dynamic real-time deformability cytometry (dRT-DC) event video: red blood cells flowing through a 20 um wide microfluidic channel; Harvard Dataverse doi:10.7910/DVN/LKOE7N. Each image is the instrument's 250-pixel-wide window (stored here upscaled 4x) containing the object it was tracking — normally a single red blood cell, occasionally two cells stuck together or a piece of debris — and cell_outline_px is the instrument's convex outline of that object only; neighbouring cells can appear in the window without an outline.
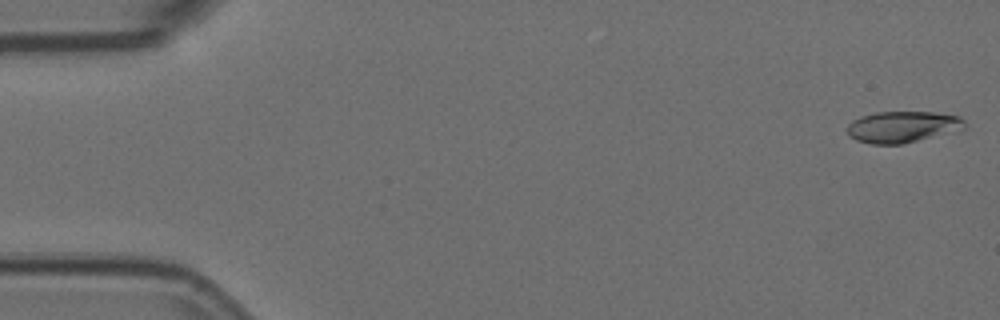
{"species": "Egyptian fruit bat (a non-hibernating species)", "species_latin": "Rousettus aegyptiacus", "temperature_condition": "room temperature", "stored_images_in_passage": 56, "camera_frame_rate_fps": 3000, "um_per_image_px": 0.085, "animal": {"sex": "female"}, "frame": {"image": 1, "passage_image": 1, "time_ms": 0.0, "image_size_px": [1000, 320], "cell_outline_px": [[968, 128], [960, 132], [900, 144], [872, 144], [856, 140], [848, 136], [848, 124], [852, 120], [860, 116], [876, 112], [936, 112], [960, 116], [964, 120]], "centroid_in_image_um": [76.8, 10.79], "position_along_channel_um": 8.2, "area_um2": 22.02}}
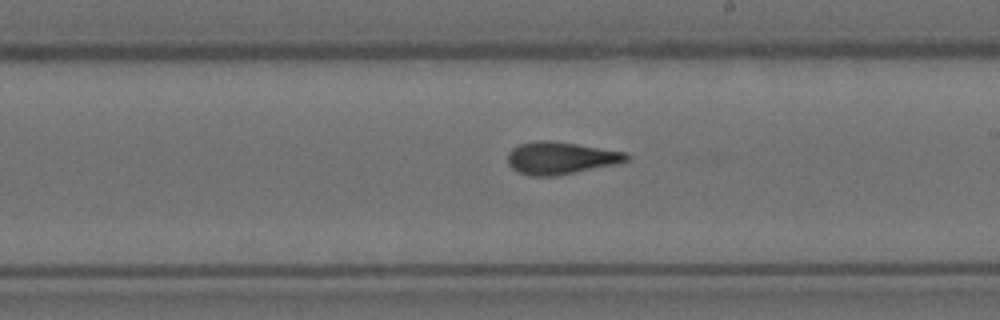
{"frame": {"image": 2, "passage_image": 32, "time_ms": 10.333, "image_size_px": [1000, 320], "cell_outline_px": [[632, 156], [628, 160], [612, 164], [576, 172], [556, 176], [528, 176], [516, 172], [508, 164], [508, 152], [512, 148], [520, 144], [536, 140], [552, 140], [628, 152]], "centroid_in_image_um": [47.63, 13.42], "position_along_channel_um": 241.4, "area_um2": 22.54}}
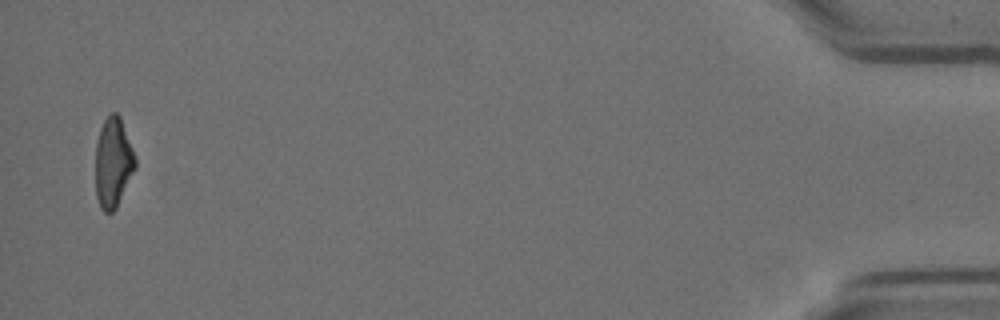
{"frame": {"image": 3, "passage_image": 55, "time_ms": 18.0, "image_size_px": [1000, 320], "cell_outline_px": [[136, 168], [116, 208], [112, 212], [104, 212], [100, 208], [96, 196], [96, 144], [100, 128], [104, 120], [112, 112], [116, 112], [120, 116], [132, 148], [136, 160]], "centroid_in_image_um": [9.61, 13.83], "position_along_channel_um": 425.6, "area_um2": 20.75}}